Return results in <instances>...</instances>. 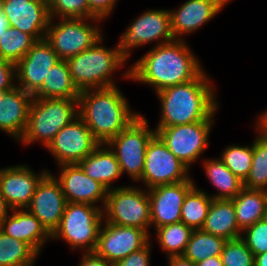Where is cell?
I'll return each mask as SVG.
<instances>
[{"mask_svg": "<svg viewBox=\"0 0 267 266\" xmlns=\"http://www.w3.org/2000/svg\"><path fill=\"white\" fill-rule=\"evenodd\" d=\"M0 230L6 235L26 243L38 256L47 241H51V234L26 208L11 209L2 221Z\"/></svg>", "mask_w": 267, "mask_h": 266, "instance_id": "603a6c76", "label": "cell"}, {"mask_svg": "<svg viewBox=\"0 0 267 266\" xmlns=\"http://www.w3.org/2000/svg\"><path fill=\"white\" fill-rule=\"evenodd\" d=\"M169 9H148L143 11L121 33L117 42L121 54L129 60L132 50L149 43L154 46L174 41Z\"/></svg>", "mask_w": 267, "mask_h": 266, "instance_id": "30bf717a", "label": "cell"}, {"mask_svg": "<svg viewBox=\"0 0 267 266\" xmlns=\"http://www.w3.org/2000/svg\"><path fill=\"white\" fill-rule=\"evenodd\" d=\"M254 266H267V252L255 256Z\"/></svg>", "mask_w": 267, "mask_h": 266, "instance_id": "c3c4849f", "label": "cell"}, {"mask_svg": "<svg viewBox=\"0 0 267 266\" xmlns=\"http://www.w3.org/2000/svg\"><path fill=\"white\" fill-rule=\"evenodd\" d=\"M57 61V53L46 39L37 41L16 64V85L33 96Z\"/></svg>", "mask_w": 267, "mask_h": 266, "instance_id": "ac0fdd59", "label": "cell"}, {"mask_svg": "<svg viewBox=\"0 0 267 266\" xmlns=\"http://www.w3.org/2000/svg\"><path fill=\"white\" fill-rule=\"evenodd\" d=\"M78 164L87 176L98 181L107 190L117 188L112 185L123 176L114 152L106 143L99 144Z\"/></svg>", "mask_w": 267, "mask_h": 266, "instance_id": "cb8c5ba5", "label": "cell"}, {"mask_svg": "<svg viewBox=\"0 0 267 266\" xmlns=\"http://www.w3.org/2000/svg\"><path fill=\"white\" fill-rule=\"evenodd\" d=\"M185 40L153 46L121 73L122 78L147 84L154 93L197 78L205 69Z\"/></svg>", "mask_w": 267, "mask_h": 266, "instance_id": "6da1fadb", "label": "cell"}, {"mask_svg": "<svg viewBox=\"0 0 267 266\" xmlns=\"http://www.w3.org/2000/svg\"><path fill=\"white\" fill-rule=\"evenodd\" d=\"M241 238L254 256L267 252V220L261 219L246 228L242 232Z\"/></svg>", "mask_w": 267, "mask_h": 266, "instance_id": "74e56055", "label": "cell"}, {"mask_svg": "<svg viewBox=\"0 0 267 266\" xmlns=\"http://www.w3.org/2000/svg\"><path fill=\"white\" fill-rule=\"evenodd\" d=\"M90 11L104 21L113 14L119 0H86Z\"/></svg>", "mask_w": 267, "mask_h": 266, "instance_id": "60d3db41", "label": "cell"}, {"mask_svg": "<svg viewBox=\"0 0 267 266\" xmlns=\"http://www.w3.org/2000/svg\"><path fill=\"white\" fill-rule=\"evenodd\" d=\"M239 229L246 228L264 219L267 209V191L243 188L232 199Z\"/></svg>", "mask_w": 267, "mask_h": 266, "instance_id": "484cf974", "label": "cell"}, {"mask_svg": "<svg viewBox=\"0 0 267 266\" xmlns=\"http://www.w3.org/2000/svg\"><path fill=\"white\" fill-rule=\"evenodd\" d=\"M104 36L93 46L66 60L73 83L79 91L116 86L113 74L126 66L128 60L118 44L108 48Z\"/></svg>", "mask_w": 267, "mask_h": 266, "instance_id": "277c9868", "label": "cell"}, {"mask_svg": "<svg viewBox=\"0 0 267 266\" xmlns=\"http://www.w3.org/2000/svg\"><path fill=\"white\" fill-rule=\"evenodd\" d=\"M49 12L53 19L96 17L86 0H51Z\"/></svg>", "mask_w": 267, "mask_h": 266, "instance_id": "8d00e7d4", "label": "cell"}, {"mask_svg": "<svg viewBox=\"0 0 267 266\" xmlns=\"http://www.w3.org/2000/svg\"><path fill=\"white\" fill-rule=\"evenodd\" d=\"M36 42L28 33L9 27L0 38V58L16 65Z\"/></svg>", "mask_w": 267, "mask_h": 266, "instance_id": "d6a6232c", "label": "cell"}, {"mask_svg": "<svg viewBox=\"0 0 267 266\" xmlns=\"http://www.w3.org/2000/svg\"><path fill=\"white\" fill-rule=\"evenodd\" d=\"M78 117V99L33 97L28 124L20 142L24 146L36 142L47 147L60 129Z\"/></svg>", "mask_w": 267, "mask_h": 266, "instance_id": "5b68a950", "label": "cell"}, {"mask_svg": "<svg viewBox=\"0 0 267 266\" xmlns=\"http://www.w3.org/2000/svg\"><path fill=\"white\" fill-rule=\"evenodd\" d=\"M99 144L88 126L78 116L58 131L46 149L59 166L79 163Z\"/></svg>", "mask_w": 267, "mask_h": 266, "instance_id": "4fadbf2b", "label": "cell"}, {"mask_svg": "<svg viewBox=\"0 0 267 266\" xmlns=\"http://www.w3.org/2000/svg\"><path fill=\"white\" fill-rule=\"evenodd\" d=\"M205 70L190 82L167 87L156 93L160 118L156 127L190 124L214 119L219 110L215 86Z\"/></svg>", "mask_w": 267, "mask_h": 266, "instance_id": "7a4b0ae2", "label": "cell"}, {"mask_svg": "<svg viewBox=\"0 0 267 266\" xmlns=\"http://www.w3.org/2000/svg\"><path fill=\"white\" fill-rule=\"evenodd\" d=\"M33 96L17 85L0 95V131L19 142L28 124Z\"/></svg>", "mask_w": 267, "mask_h": 266, "instance_id": "7402d4cb", "label": "cell"}, {"mask_svg": "<svg viewBox=\"0 0 267 266\" xmlns=\"http://www.w3.org/2000/svg\"><path fill=\"white\" fill-rule=\"evenodd\" d=\"M41 171L36 173L21 163L0 169L1 191L10 209H25L30 204L38 183L50 170Z\"/></svg>", "mask_w": 267, "mask_h": 266, "instance_id": "e0dca14e", "label": "cell"}, {"mask_svg": "<svg viewBox=\"0 0 267 266\" xmlns=\"http://www.w3.org/2000/svg\"><path fill=\"white\" fill-rule=\"evenodd\" d=\"M38 257L26 243L0 230V266H34Z\"/></svg>", "mask_w": 267, "mask_h": 266, "instance_id": "1f68e13d", "label": "cell"}, {"mask_svg": "<svg viewBox=\"0 0 267 266\" xmlns=\"http://www.w3.org/2000/svg\"><path fill=\"white\" fill-rule=\"evenodd\" d=\"M78 266H115L114 263L97 255L95 252H82Z\"/></svg>", "mask_w": 267, "mask_h": 266, "instance_id": "b9f144b4", "label": "cell"}, {"mask_svg": "<svg viewBox=\"0 0 267 266\" xmlns=\"http://www.w3.org/2000/svg\"><path fill=\"white\" fill-rule=\"evenodd\" d=\"M196 266H223V263L220 256H215L199 261Z\"/></svg>", "mask_w": 267, "mask_h": 266, "instance_id": "f6af8a7d", "label": "cell"}, {"mask_svg": "<svg viewBox=\"0 0 267 266\" xmlns=\"http://www.w3.org/2000/svg\"><path fill=\"white\" fill-rule=\"evenodd\" d=\"M230 1L232 0H186L179 8L169 9L173 37L183 40L184 36L197 32Z\"/></svg>", "mask_w": 267, "mask_h": 266, "instance_id": "d6986e66", "label": "cell"}, {"mask_svg": "<svg viewBox=\"0 0 267 266\" xmlns=\"http://www.w3.org/2000/svg\"><path fill=\"white\" fill-rule=\"evenodd\" d=\"M227 240L199 230H193L183 256L193 263L220 256Z\"/></svg>", "mask_w": 267, "mask_h": 266, "instance_id": "4dcf8cb0", "label": "cell"}, {"mask_svg": "<svg viewBox=\"0 0 267 266\" xmlns=\"http://www.w3.org/2000/svg\"><path fill=\"white\" fill-rule=\"evenodd\" d=\"M34 1H38L47 7H50V4H51V0H34Z\"/></svg>", "mask_w": 267, "mask_h": 266, "instance_id": "681fc988", "label": "cell"}, {"mask_svg": "<svg viewBox=\"0 0 267 266\" xmlns=\"http://www.w3.org/2000/svg\"><path fill=\"white\" fill-rule=\"evenodd\" d=\"M257 116V120L254 123L256 133L267 138V110L265 109L262 113Z\"/></svg>", "mask_w": 267, "mask_h": 266, "instance_id": "7bdbcfd3", "label": "cell"}, {"mask_svg": "<svg viewBox=\"0 0 267 266\" xmlns=\"http://www.w3.org/2000/svg\"><path fill=\"white\" fill-rule=\"evenodd\" d=\"M8 19L4 13L2 8L1 0H0V38L4 35L5 31L9 29Z\"/></svg>", "mask_w": 267, "mask_h": 266, "instance_id": "bcb514c9", "label": "cell"}, {"mask_svg": "<svg viewBox=\"0 0 267 266\" xmlns=\"http://www.w3.org/2000/svg\"><path fill=\"white\" fill-rule=\"evenodd\" d=\"M243 186L267 191V138L256 134L253 140L252 165Z\"/></svg>", "mask_w": 267, "mask_h": 266, "instance_id": "836d02e7", "label": "cell"}, {"mask_svg": "<svg viewBox=\"0 0 267 266\" xmlns=\"http://www.w3.org/2000/svg\"><path fill=\"white\" fill-rule=\"evenodd\" d=\"M155 239L161 251H165L167 257L183 255L190 240L193 229L183 222L161 226L155 229Z\"/></svg>", "mask_w": 267, "mask_h": 266, "instance_id": "f546056e", "label": "cell"}, {"mask_svg": "<svg viewBox=\"0 0 267 266\" xmlns=\"http://www.w3.org/2000/svg\"><path fill=\"white\" fill-rule=\"evenodd\" d=\"M195 185V181L191 177L183 182L148 189L151 228L153 226L155 230L164 225L181 222L183 201Z\"/></svg>", "mask_w": 267, "mask_h": 266, "instance_id": "2e32d148", "label": "cell"}, {"mask_svg": "<svg viewBox=\"0 0 267 266\" xmlns=\"http://www.w3.org/2000/svg\"><path fill=\"white\" fill-rule=\"evenodd\" d=\"M152 241L150 240L144 247L141 249L129 254L124 259L115 263V266H151L150 258L152 252Z\"/></svg>", "mask_w": 267, "mask_h": 266, "instance_id": "f35d334b", "label": "cell"}, {"mask_svg": "<svg viewBox=\"0 0 267 266\" xmlns=\"http://www.w3.org/2000/svg\"><path fill=\"white\" fill-rule=\"evenodd\" d=\"M264 219H266L267 220V209H266V214H265V218Z\"/></svg>", "mask_w": 267, "mask_h": 266, "instance_id": "f907efd6", "label": "cell"}, {"mask_svg": "<svg viewBox=\"0 0 267 266\" xmlns=\"http://www.w3.org/2000/svg\"><path fill=\"white\" fill-rule=\"evenodd\" d=\"M155 134V129H150L148 120L140 114L106 143L114 152L122 175L127 173L132 182L137 183L142 177L146 148Z\"/></svg>", "mask_w": 267, "mask_h": 266, "instance_id": "9c48e42d", "label": "cell"}, {"mask_svg": "<svg viewBox=\"0 0 267 266\" xmlns=\"http://www.w3.org/2000/svg\"><path fill=\"white\" fill-rule=\"evenodd\" d=\"M212 198L208 192L194 186L185 196L181 208V222L193 230L203 227Z\"/></svg>", "mask_w": 267, "mask_h": 266, "instance_id": "f1b7e54d", "label": "cell"}, {"mask_svg": "<svg viewBox=\"0 0 267 266\" xmlns=\"http://www.w3.org/2000/svg\"><path fill=\"white\" fill-rule=\"evenodd\" d=\"M79 95L66 60H59L49 69L44 83L33 97L78 99Z\"/></svg>", "mask_w": 267, "mask_h": 266, "instance_id": "4316f807", "label": "cell"}, {"mask_svg": "<svg viewBox=\"0 0 267 266\" xmlns=\"http://www.w3.org/2000/svg\"><path fill=\"white\" fill-rule=\"evenodd\" d=\"M169 266H196L191 260L185 258L183 255L170 256L167 258Z\"/></svg>", "mask_w": 267, "mask_h": 266, "instance_id": "ee69618b", "label": "cell"}, {"mask_svg": "<svg viewBox=\"0 0 267 266\" xmlns=\"http://www.w3.org/2000/svg\"><path fill=\"white\" fill-rule=\"evenodd\" d=\"M223 266H254L255 256L240 237L227 240L220 255Z\"/></svg>", "mask_w": 267, "mask_h": 266, "instance_id": "d590c367", "label": "cell"}, {"mask_svg": "<svg viewBox=\"0 0 267 266\" xmlns=\"http://www.w3.org/2000/svg\"><path fill=\"white\" fill-rule=\"evenodd\" d=\"M103 221L101 207L67 202L60 225L51 235V240H62L72 251L94 252Z\"/></svg>", "mask_w": 267, "mask_h": 266, "instance_id": "8992f818", "label": "cell"}, {"mask_svg": "<svg viewBox=\"0 0 267 266\" xmlns=\"http://www.w3.org/2000/svg\"><path fill=\"white\" fill-rule=\"evenodd\" d=\"M151 239L143 229L118 226L104 220L94 252L115 264L144 247Z\"/></svg>", "mask_w": 267, "mask_h": 266, "instance_id": "5bb4252c", "label": "cell"}, {"mask_svg": "<svg viewBox=\"0 0 267 266\" xmlns=\"http://www.w3.org/2000/svg\"><path fill=\"white\" fill-rule=\"evenodd\" d=\"M205 175L218 191L209 194L212 199H233L244 188L243 181L236 177L219 158L202 160Z\"/></svg>", "mask_w": 267, "mask_h": 266, "instance_id": "83f0119b", "label": "cell"}, {"mask_svg": "<svg viewBox=\"0 0 267 266\" xmlns=\"http://www.w3.org/2000/svg\"><path fill=\"white\" fill-rule=\"evenodd\" d=\"M253 158V143L247 146L230 144L223 149L219 159L241 181L249 175Z\"/></svg>", "mask_w": 267, "mask_h": 266, "instance_id": "e575fe53", "label": "cell"}, {"mask_svg": "<svg viewBox=\"0 0 267 266\" xmlns=\"http://www.w3.org/2000/svg\"><path fill=\"white\" fill-rule=\"evenodd\" d=\"M118 87L86 89L78 97V116L100 144L117 136L140 115Z\"/></svg>", "mask_w": 267, "mask_h": 266, "instance_id": "3957f363", "label": "cell"}, {"mask_svg": "<svg viewBox=\"0 0 267 266\" xmlns=\"http://www.w3.org/2000/svg\"><path fill=\"white\" fill-rule=\"evenodd\" d=\"M67 201L61 184L49 171L38 183L30 204L31 212L52 235L59 227Z\"/></svg>", "mask_w": 267, "mask_h": 266, "instance_id": "9a60e30c", "label": "cell"}, {"mask_svg": "<svg viewBox=\"0 0 267 266\" xmlns=\"http://www.w3.org/2000/svg\"><path fill=\"white\" fill-rule=\"evenodd\" d=\"M215 119L154 128L167 148L188 168L197 162L209 145Z\"/></svg>", "mask_w": 267, "mask_h": 266, "instance_id": "8fae6325", "label": "cell"}, {"mask_svg": "<svg viewBox=\"0 0 267 266\" xmlns=\"http://www.w3.org/2000/svg\"><path fill=\"white\" fill-rule=\"evenodd\" d=\"M10 27L33 36L37 41L45 39L50 22L49 7L34 0H1Z\"/></svg>", "mask_w": 267, "mask_h": 266, "instance_id": "44dd1931", "label": "cell"}, {"mask_svg": "<svg viewBox=\"0 0 267 266\" xmlns=\"http://www.w3.org/2000/svg\"><path fill=\"white\" fill-rule=\"evenodd\" d=\"M100 22L103 20L97 17L51 18L45 39L55 50L59 60H68L89 49L104 36Z\"/></svg>", "mask_w": 267, "mask_h": 266, "instance_id": "52a82bcc", "label": "cell"}, {"mask_svg": "<svg viewBox=\"0 0 267 266\" xmlns=\"http://www.w3.org/2000/svg\"><path fill=\"white\" fill-rule=\"evenodd\" d=\"M10 208L7 206L4 196L1 191V186H0V225L2 221L6 218L7 214L10 212Z\"/></svg>", "mask_w": 267, "mask_h": 266, "instance_id": "7dc6e473", "label": "cell"}, {"mask_svg": "<svg viewBox=\"0 0 267 266\" xmlns=\"http://www.w3.org/2000/svg\"><path fill=\"white\" fill-rule=\"evenodd\" d=\"M104 220L118 226L136 227L150 236V200L142 186L125 185L107 191Z\"/></svg>", "mask_w": 267, "mask_h": 266, "instance_id": "ba28073f", "label": "cell"}, {"mask_svg": "<svg viewBox=\"0 0 267 266\" xmlns=\"http://www.w3.org/2000/svg\"><path fill=\"white\" fill-rule=\"evenodd\" d=\"M58 167L60 170L58 177L52 174L61 184L67 202L88 203L104 209L108 191L106 188L87 176L78 163L63 164Z\"/></svg>", "mask_w": 267, "mask_h": 266, "instance_id": "ffe728a7", "label": "cell"}, {"mask_svg": "<svg viewBox=\"0 0 267 266\" xmlns=\"http://www.w3.org/2000/svg\"><path fill=\"white\" fill-rule=\"evenodd\" d=\"M188 169L155 134L145 153V163L142 177L137 181L144 184L145 189L156 186L183 182L191 178Z\"/></svg>", "mask_w": 267, "mask_h": 266, "instance_id": "7c38bea8", "label": "cell"}, {"mask_svg": "<svg viewBox=\"0 0 267 266\" xmlns=\"http://www.w3.org/2000/svg\"><path fill=\"white\" fill-rule=\"evenodd\" d=\"M202 231L225 240L242 236L232 199H212Z\"/></svg>", "mask_w": 267, "mask_h": 266, "instance_id": "d4e9b609", "label": "cell"}, {"mask_svg": "<svg viewBox=\"0 0 267 266\" xmlns=\"http://www.w3.org/2000/svg\"><path fill=\"white\" fill-rule=\"evenodd\" d=\"M16 86V65L0 58V92Z\"/></svg>", "mask_w": 267, "mask_h": 266, "instance_id": "ab89813d", "label": "cell"}]
</instances>
